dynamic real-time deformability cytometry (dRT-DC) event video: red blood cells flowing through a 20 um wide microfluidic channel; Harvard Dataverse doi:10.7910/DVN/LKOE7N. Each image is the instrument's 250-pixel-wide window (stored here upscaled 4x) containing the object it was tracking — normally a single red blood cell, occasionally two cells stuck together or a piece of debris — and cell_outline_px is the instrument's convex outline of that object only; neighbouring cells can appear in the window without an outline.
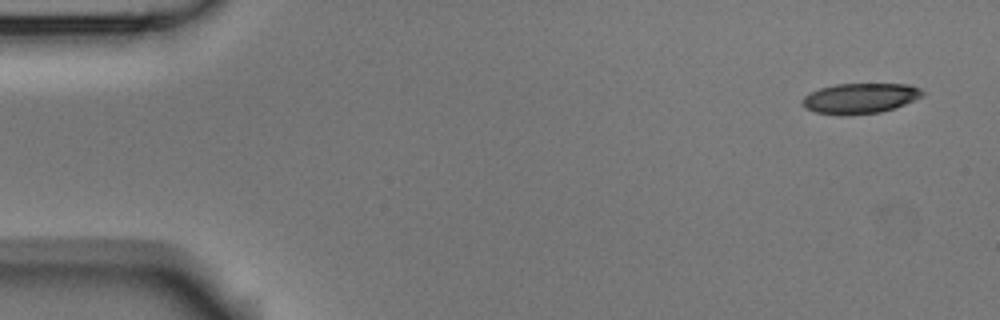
{"species": "Egyptian fruit bat (a non-hibernating species)", "species_latin": "Rousettus aegyptiacus", "temperature_condition": "room temperature", "stored_images_in_passage": 7, "camera_frame_rate_fps": 3000, "um_per_image_px": 0.085, "animal": {"sex": "male"}, "frame": {"image": 1, "passage_image": 1, "time_ms": 0.0, "image_size_px": [1000, 320], "cell_outline_px": [[924, 96], [904, 104], [880, 112], [848, 116], [840, 116], [816, 112], [804, 108], [800, 100], [804, 96], [820, 88], [836, 84], [908, 84], [920, 88], [924, 92]], "centroid_in_image_um": [73.08, 8.37], "position_along_channel_um": 11.9, "area_um2": 21.39}}
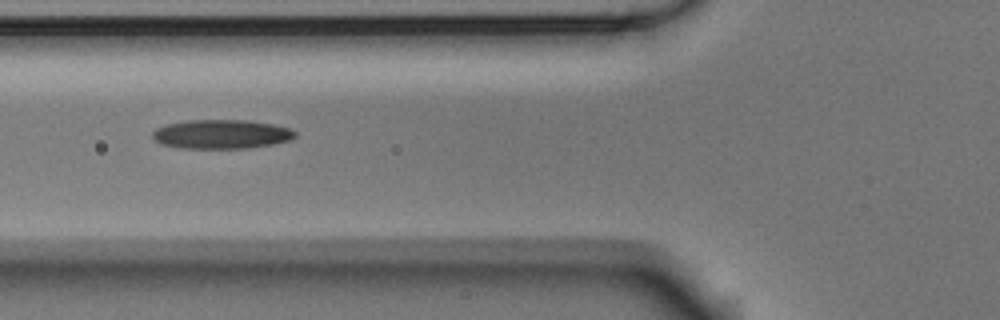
{"frame": {"image": 2, "passage_image": 6, "time_ms": 1.667, "image_size_px": [1000, 320], "cell_outline_px": [[296, 136], [292, 140], [272, 144], [248, 148], [180, 148], [160, 144], [152, 140], [152, 132], [156, 128], [168, 124], [188, 120], [248, 120], [272, 124], [292, 128], [296, 132]], "centroid_in_image_um": [18.82, 11.41], "position_along_channel_um": 107.0, "area_um2": 24.39}}
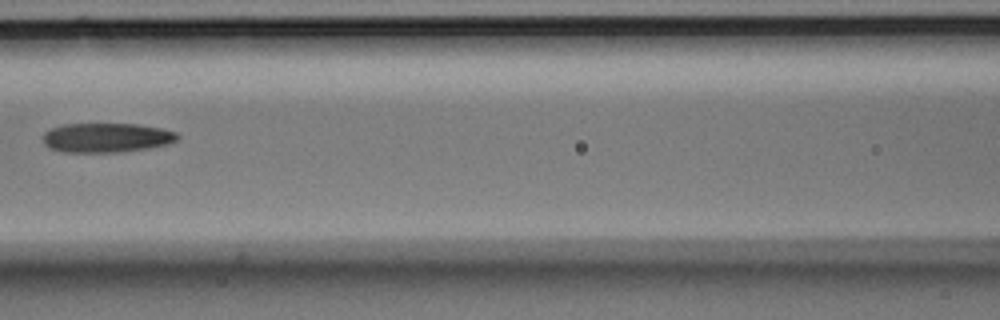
{"frame": {"image": 3, "passage_image": 7, "time_ms": 2.0, "image_size_px": [1000, 320], "cell_outline_px": [[180, 136], [176, 140], [168, 144], [148, 148], [120, 152], [64, 152], [48, 148], [44, 144], [44, 132], [52, 128], [64, 124], [136, 124], [160, 128], [176, 132]], "centroid_in_image_um": [9.05, 11.7], "position_along_channel_um": 157.6, "area_um2": 23.0}}